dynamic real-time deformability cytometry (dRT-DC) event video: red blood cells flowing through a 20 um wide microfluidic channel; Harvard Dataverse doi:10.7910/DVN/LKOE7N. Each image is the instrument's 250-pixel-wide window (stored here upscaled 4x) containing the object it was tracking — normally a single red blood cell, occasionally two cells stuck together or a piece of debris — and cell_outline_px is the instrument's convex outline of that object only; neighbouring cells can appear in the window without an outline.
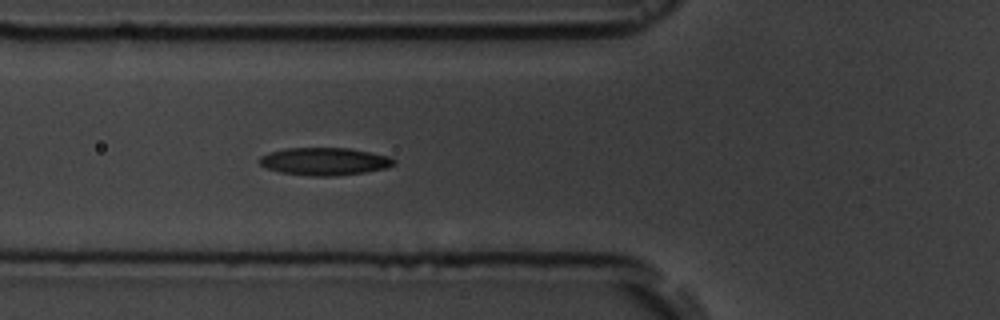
{"species": "common noctule bat (a hibernating species)", "species_latin": "Nyctalus noctula", "temperature_condition": "room temperature", "stored_images_in_passage": 4, "camera_frame_rate_fps": 3000, "um_per_image_px": 0.085, "animal": {"sex": "male", "body_mass_g": 19.5, "forearm_length_mm": 54.6}, "frame": {"image": 1, "passage_image": 4, "time_ms": 3.333, "image_size_px": [1000, 320], "cell_outline_px": [[396, 160], [392, 164], [384, 168], [364, 172], [336, 176], [312, 176], [280, 172], [268, 168], [260, 164], [260, 156], [268, 152], [284, 148], [348, 148], [388, 156]], "centroid_in_image_um": [27.54, 13.71], "position_along_channel_um": 98.3, "area_um2": 21.39}}